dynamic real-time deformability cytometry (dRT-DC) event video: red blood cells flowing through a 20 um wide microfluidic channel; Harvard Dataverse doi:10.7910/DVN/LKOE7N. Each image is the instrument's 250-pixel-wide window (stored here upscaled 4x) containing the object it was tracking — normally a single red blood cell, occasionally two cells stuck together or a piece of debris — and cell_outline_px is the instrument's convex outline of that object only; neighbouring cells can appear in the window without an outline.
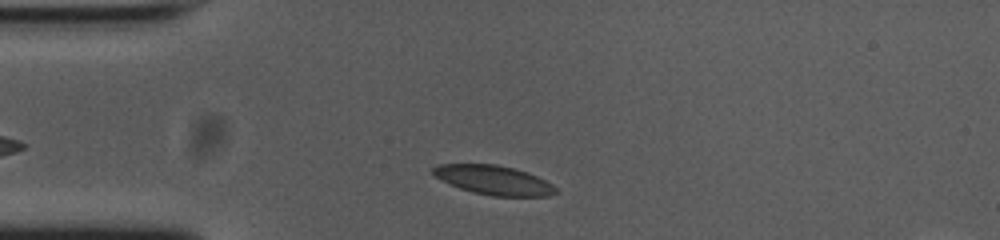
{"species": "common noctule bat (a hibernating species)", "species_latin": "Nyctalus noctula", "temperature_condition": "cold", "stored_images_in_passage": 35, "camera_frame_rate_fps": 3000, "um_per_image_px": 0.085, "animal": {"sex": "female", "body_mass_g": 23.0, "forearm_length_mm": 53.4}, "frame": {"image": 1, "passage_image": 3, "time_ms": 0.667, "image_size_px": [1000, 240], "cell_outline_px": [[556, 192], [548, 196], [492, 196], [472, 192], [460, 188], [436, 176], [432, 172], [432, 168], [440, 164], [496, 164], [528, 172], [552, 184], [556, 188]], "centroid_in_image_um": [41.98, 15.31], "position_along_channel_um": 43.0, "area_um2": 20.58}}
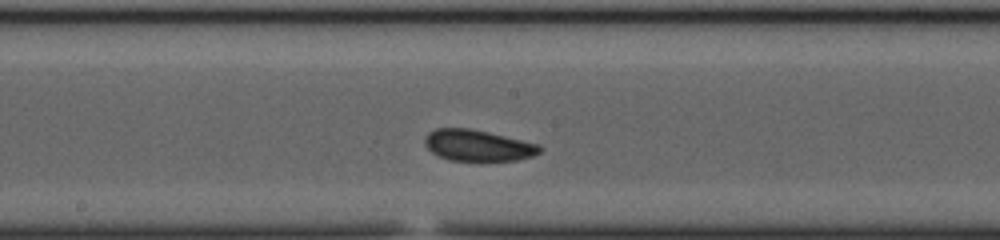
{"frame": {"image": 2, "passage_image": 18, "time_ms": 5.667, "image_size_px": [1000, 240], "cell_outline_px": [[544, 148], [540, 152], [532, 156], [516, 160], [480, 164], [448, 160], [432, 152], [424, 144], [424, 136], [428, 132], [436, 128], [468, 128], [488, 132], [540, 144]], "centroid_in_image_um": [40.63, 12.41], "position_along_channel_um": 207.6, "area_um2": 21.85}}
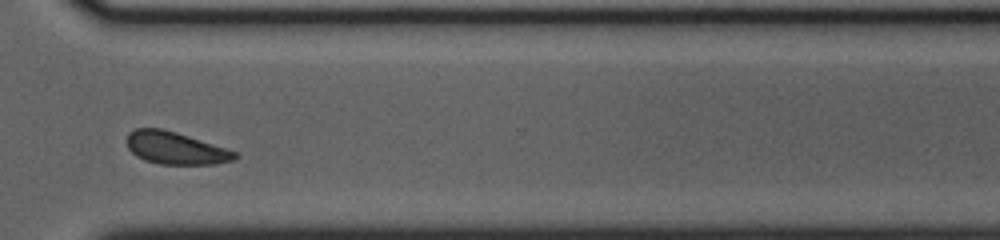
{"frame": {"image": 3, "passage_image": 30, "time_ms": 9.667, "image_size_px": [1000, 240], "cell_outline_px": [[240, 156], [232, 160], [216, 164], [160, 164], [144, 160], [136, 156], [128, 148], [124, 140], [128, 132], [136, 128], [160, 128], [176, 132], [236, 152]], "centroid_in_image_um": [14.85, 12.58], "position_along_channel_um": 355.8, "area_um2": 20.35}, "authors_computed_cell_mechanics": {"area_um2": 20.8658, "velocity_mm_per_s": 3.6946, "shape_relaxation_time_tau1_ms": 4.4369, "shape_relaxation_time_tau2_ms": 1.2058, "deformation_change_tau1": 0.0774, "deformation_change_tau2": 0.0657}}